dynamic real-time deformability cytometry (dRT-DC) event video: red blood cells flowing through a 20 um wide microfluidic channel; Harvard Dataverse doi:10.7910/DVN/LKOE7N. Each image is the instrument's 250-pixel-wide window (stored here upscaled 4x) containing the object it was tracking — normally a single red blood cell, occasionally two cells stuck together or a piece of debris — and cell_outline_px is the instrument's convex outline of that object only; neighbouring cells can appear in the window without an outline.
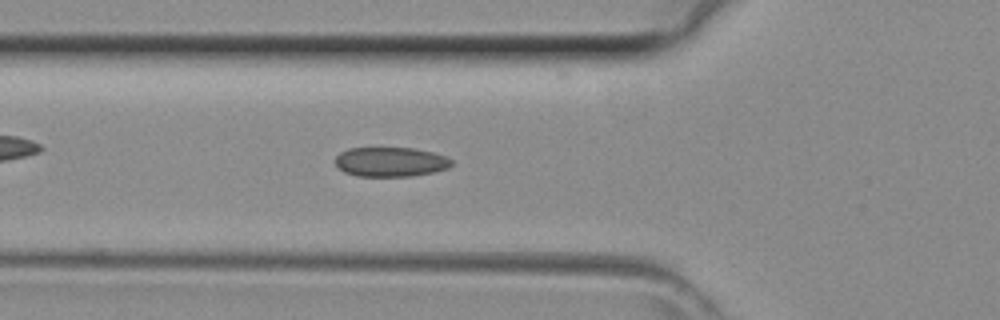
{"species": "common noctule bat (a hibernating species)", "species_latin": "Nyctalus noctula", "temperature_condition": "room temperature", "stored_images_in_passage": 41, "camera_frame_rate_fps": 3000, "um_per_image_px": 0.085, "animal": {"sex": "female", "body_mass_g": 29.2, "forearm_length_mm": 56.3}, "frame": {"image": 1, "passage_image": 13, "time_ms": 4.0, "image_size_px": [1000, 320], "cell_outline_px": [[452, 164], [448, 168], [432, 172], [412, 176], [356, 176], [344, 172], [336, 164], [336, 156], [340, 152], [348, 148], [412, 148], [432, 152], [444, 156], [452, 160]], "centroid_in_image_um": [33.18, 13.76], "position_along_channel_um": 92.6, "area_um2": 19.88}}
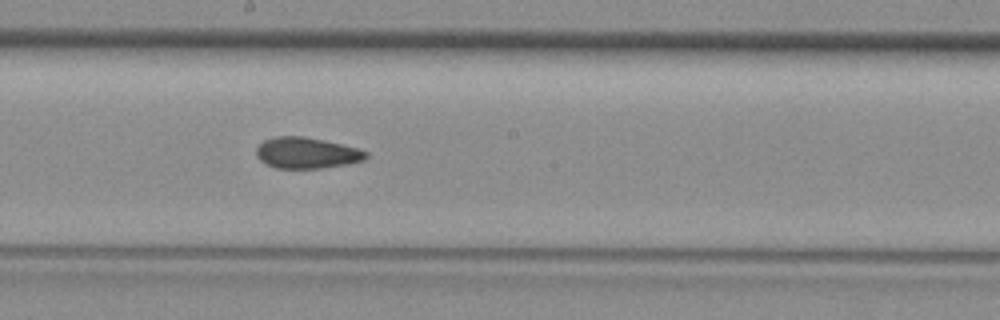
{"frame": {"image": 2, "passage_image": 21, "time_ms": 6.667, "image_size_px": [1000, 320], "cell_outline_px": [[368, 156], [364, 160], [348, 164], [320, 168], [276, 168], [264, 164], [256, 156], [256, 148], [264, 140], [276, 136], [304, 136], [324, 140], [356, 148], [368, 152]], "centroid_in_image_um": [26.04, 13.0], "position_along_channel_um": 222.2, "area_um2": 19.88}}
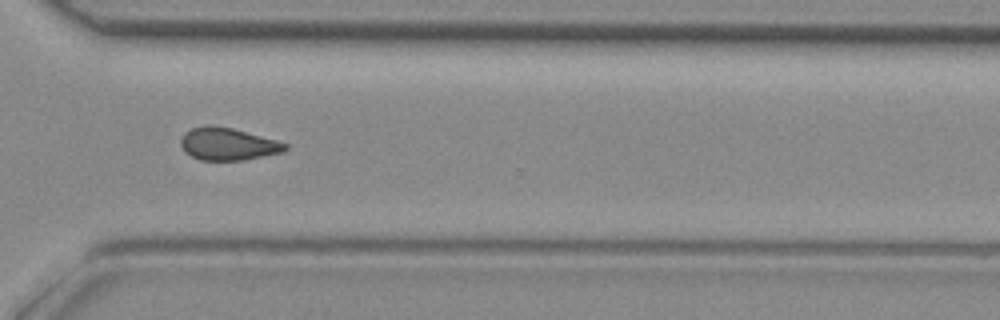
{"frame": {"image": 3, "passage_image": 29, "time_ms": 9.333, "image_size_px": [1000, 320], "cell_outline_px": [[288, 148], [284, 152], [244, 160], [200, 160], [184, 152], [180, 144], [180, 140], [184, 132], [192, 128], [208, 124], [232, 128], [276, 140], [288, 144]], "centroid_in_image_um": [19.35, 12.24], "position_along_channel_um": 351.2, "area_um2": 19.83}}